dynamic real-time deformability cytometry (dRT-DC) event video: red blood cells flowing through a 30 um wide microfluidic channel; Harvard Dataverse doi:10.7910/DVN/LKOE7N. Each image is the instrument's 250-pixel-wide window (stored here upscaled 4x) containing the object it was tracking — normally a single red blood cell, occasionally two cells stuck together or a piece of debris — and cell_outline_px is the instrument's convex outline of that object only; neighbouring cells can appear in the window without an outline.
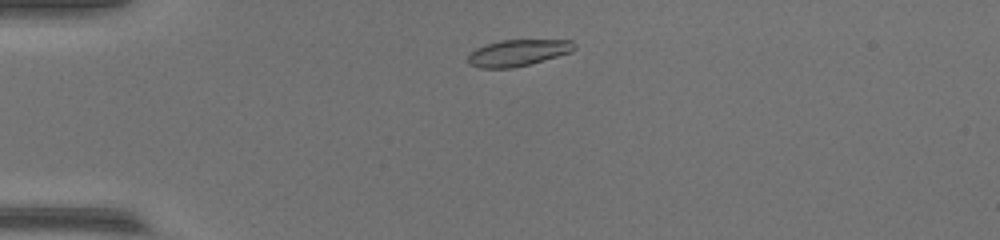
{"species": "common noctule bat (a hibernating species)", "species_latin": "Nyctalus noctula", "temperature_condition": "warm", "stored_images_in_passage": 44, "camera_frame_rate_fps": 3000, "um_per_image_px": 0.085, "animal": {"sex": "female", "body_mass_g": 17.0, "forearm_length_mm": 48.0}, "frame": {"image": 1, "passage_image": 4, "time_ms": 1.0, "image_size_px": [1000, 240], "cell_outline_px": [[576, 48], [572, 52], [528, 64], [512, 68], [480, 68], [468, 64], [468, 56], [476, 48], [484, 44], [500, 40], [572, 40], [576, 44]], "centroid_in_image_um": [44.02, 4.48], "position_along_channel_um": 41.0, "area_um2": 16.42}}
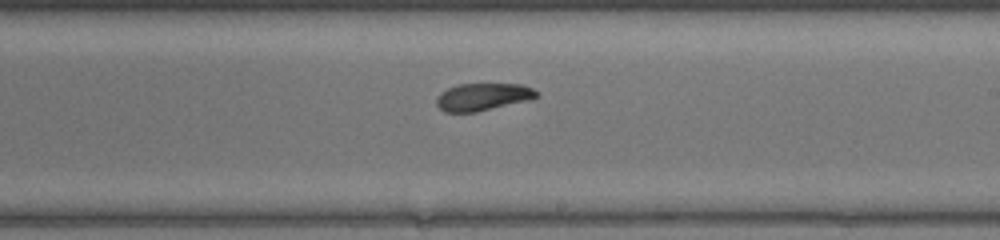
{"frame": {"image": 2, "passage_image": 23, "time_ms": 7.333, "image_size_px": [1000, 240], "cell_outline_px": [[540, 96], [532, 100], [476, 112], [444, 112], [436, 104], [436, 96], [440, 92], [456, 84], [524, 84], [540, 92]], "centroid_in_image_um": [41.08, 8.23], "position_along_channel_um": 247.9, "area_um2": 16.36}}
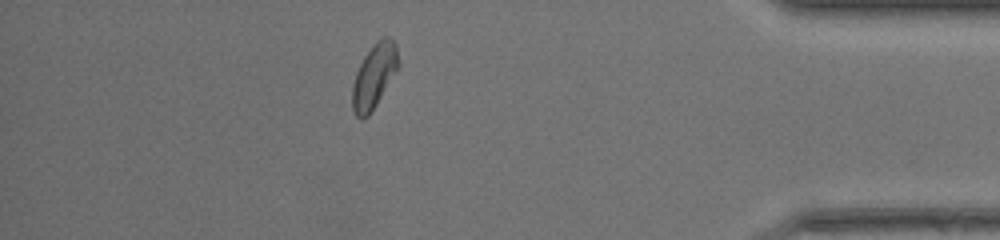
{"frame": {"image": 3, "passage_image": 38, "time_ms": 12.333, "image_size_px": [1000, 240], "cell_outline_px": [[400, 64], [376, 104], [368, 116], [364, 120], [360, 120], [352, 112], [352, 84], [356, 72], [364, 56], [376, 40], [380, 36], [392, 36], [396, 44]], "centroid_in_image_um": [31.79, 6.43], "position_along_channel_um": 403.4, "area_um2": 17.46}}